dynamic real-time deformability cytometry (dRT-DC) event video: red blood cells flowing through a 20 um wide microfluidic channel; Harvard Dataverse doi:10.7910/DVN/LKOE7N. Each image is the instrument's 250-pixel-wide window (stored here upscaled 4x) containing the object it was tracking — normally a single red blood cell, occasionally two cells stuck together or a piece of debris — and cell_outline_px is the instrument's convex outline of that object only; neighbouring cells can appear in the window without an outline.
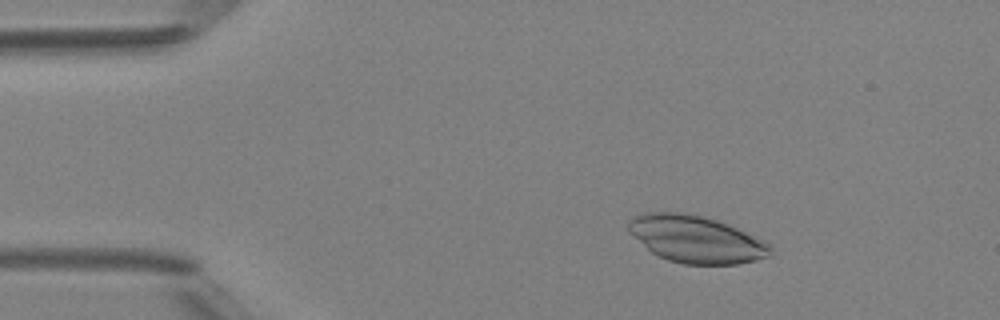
{"species": "Egyptian fruit bat (a non-hibernating species)", "species_latin": "Rousettus aegyptiacus", "temperature_condition": "room temperature", "stored_images_in_passage": 48, "camera_frame_rate_fps": 3000, "um_per_image_px": 0.085, "animal": {"sex": "female"}, "frame": {"image": 1, "passage_image": 7, "time_ms": 2.0, "image_size_px": [1000, 320], "cell_outline_px": [[772, 248], [768, 256], [756, 260], [736, 264], [684, 264], [668, 260], [652, 252], [628, 232], [628, 220], [644, 212], [684, 212], [716, 220], [728, 224], [768, 244]], "centroid_in_image_um": [59.11, 20.33], "position_along_channel_um": 25.9, "area_um2": 38.38}}
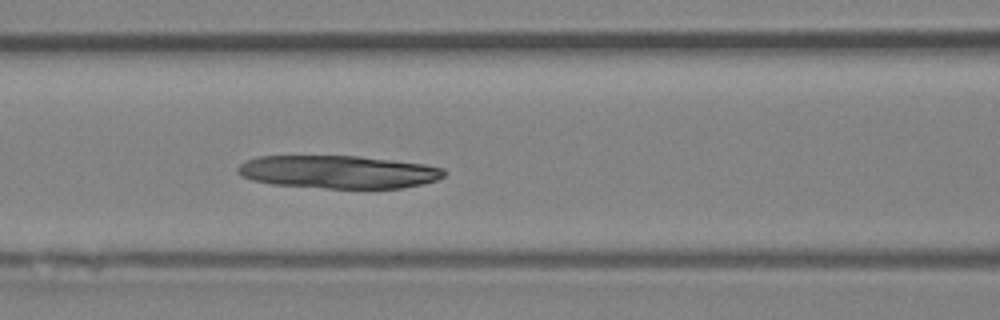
{"frame": {"image": 2, "passage_image": 20, "time_ms": 6.333, "image_size_px": [1000, 320], "cell_outline_px": [[448, 172], [444, 176], [436, 180], [424, 184], [404, 188], [324, 188], [272, 184], [252, 180], [236, 172], [236, 168], [240, 164], [256, 156], [360, 156], [424, 164], [444, 168]], "centroid_in_image_um": [28.79, 14.61], "position_along_channel_um": 137.8, "area_um2": 39.77}}